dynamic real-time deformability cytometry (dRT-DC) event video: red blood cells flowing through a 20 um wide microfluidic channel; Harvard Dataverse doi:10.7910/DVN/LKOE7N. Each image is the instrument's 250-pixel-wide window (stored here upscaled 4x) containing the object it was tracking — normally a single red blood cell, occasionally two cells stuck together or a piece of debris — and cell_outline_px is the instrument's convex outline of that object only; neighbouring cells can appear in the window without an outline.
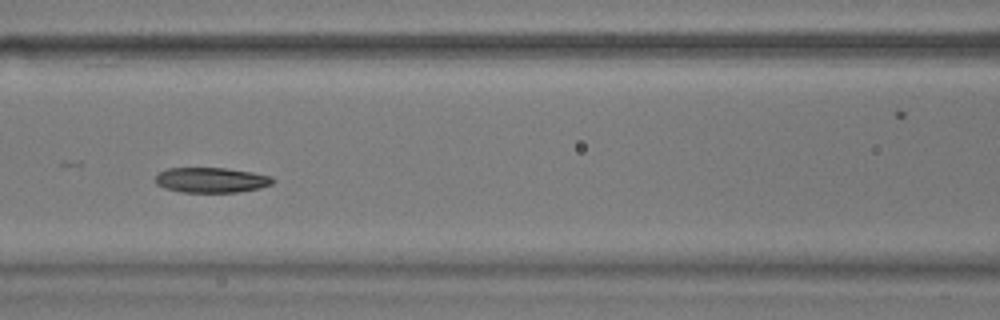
{"species": "common noctule bat (a hibernating species)", "species_latin": "Nyctalus noctula", "temperature_condition": "warm", "stored_images_in_passage": 33, "camera_frame_rate_fps": 3000, "um_per_image_px": 0.085, "animal": {"sex": "male", "body_mass_g": 17.9}, "frame": {"image": 1, "passage_image": 10, "time_ms": 3.0, "image_size_px": [1000, 320], "cell_outline_px": [[276, 180], [272, 184], [260, 188], [236, 192], [180, 192], [164, 188], [156, 184], [156, 176], [160, 172], [168, 168], [224, 168], [252, 172], [272, 176]], "centroid_in_image_um": [17.98, 15.3], "position_along_channel_um": 148.6, "area_um2": 17.22}, "authors_computed_cell_mechanics": {"area_um2": 17.629, "velocity_mm_per_s": 3.6463, "shape_relaxation_time_tau1_ms": 4.182, "shape_relaxation_time_tau2_ms": 7.6553, "deformation_change_tau1": 0.1093, "deformation_change_tau2": 0.111}}